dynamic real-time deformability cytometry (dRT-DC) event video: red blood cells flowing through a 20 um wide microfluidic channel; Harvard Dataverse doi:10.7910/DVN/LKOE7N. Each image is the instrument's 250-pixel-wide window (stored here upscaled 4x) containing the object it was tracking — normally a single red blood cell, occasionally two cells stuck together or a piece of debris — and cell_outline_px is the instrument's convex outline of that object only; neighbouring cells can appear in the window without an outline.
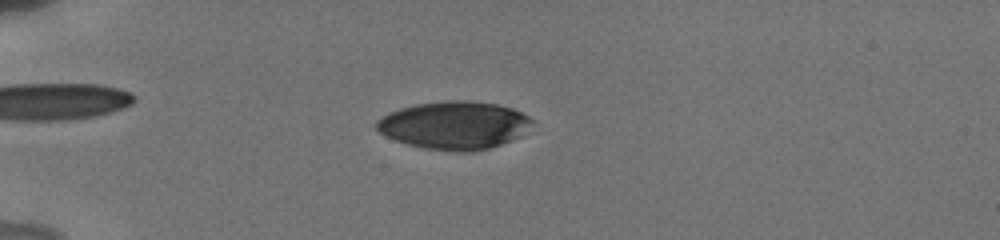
{"species": "human", "species_latin": "Homo sapiens", "temperature_condition": "cold", "stored_images_in_passage": 27, "camera_frame_rate_fps": 3000, "um_per_image_px": 0.085, "donor": {"sex": "male"}, "frame": {"image": 1, "passage_image": 22, "time_ms": 5.333, "image_size_px": [1000, 240], "cell_outline_px": [[532, 120], [520, 136], [512, 140], [488, 148], [472, 152], [460, 152], [424, 148], [408, 144], [384, 136], [376, 128], [376, 120], [388, 112], [400, 108], [416, 104], [444, 100], [468, 100], [496, 104], [512, 108], [528, 116]], "centroid_in_image_um": [38.56, 10.64], "position_along_channel_um": 46.4, "area_um2": 43.29}}